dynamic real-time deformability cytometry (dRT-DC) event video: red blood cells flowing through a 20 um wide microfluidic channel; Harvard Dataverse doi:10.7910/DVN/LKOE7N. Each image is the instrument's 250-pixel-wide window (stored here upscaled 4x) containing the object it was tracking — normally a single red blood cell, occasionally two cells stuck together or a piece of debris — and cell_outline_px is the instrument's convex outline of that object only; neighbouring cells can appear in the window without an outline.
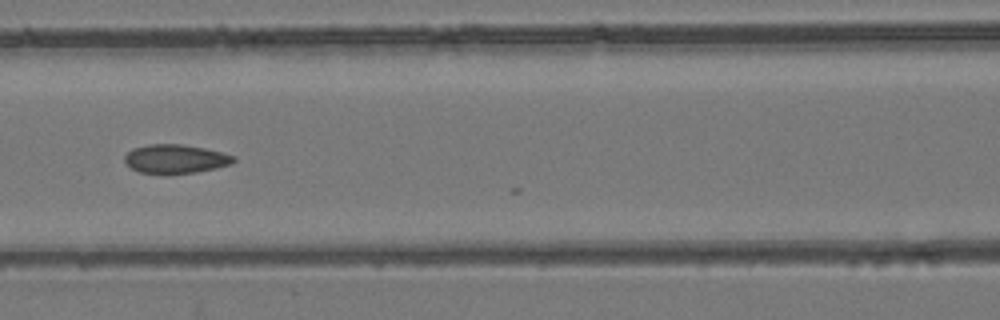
{"species": "common noctule bat (a hibernating species)", "species_latin": "Nyctalus noctula", "temperature_condition": "room temperature", "stored_images_in_passage": 8, "camera_frame_rate_fps": 3000, "um_per_image_px": 0.085, "animal": {"sex": "female", "body_mass_g": 24.6, "forearm_length_mm": 56.2}, "frame": {"image": 1, "passage_image": 7, "time_ms": 6.667, "image_size_px": [1000, 320], "cell_outline_px": [[236, 160], [232, 164], [216, 168], [196, 172], [168, 176], [140, 172], [132, 168], [124, 160], [124, 156], [132, 148], [148, 144], [180, 144], [204, 148], [236, 156]], "centroid_in_image_um": [14.91, 13.53], "position_along_channel_um": 151.7, "area_um2": 18.73}}